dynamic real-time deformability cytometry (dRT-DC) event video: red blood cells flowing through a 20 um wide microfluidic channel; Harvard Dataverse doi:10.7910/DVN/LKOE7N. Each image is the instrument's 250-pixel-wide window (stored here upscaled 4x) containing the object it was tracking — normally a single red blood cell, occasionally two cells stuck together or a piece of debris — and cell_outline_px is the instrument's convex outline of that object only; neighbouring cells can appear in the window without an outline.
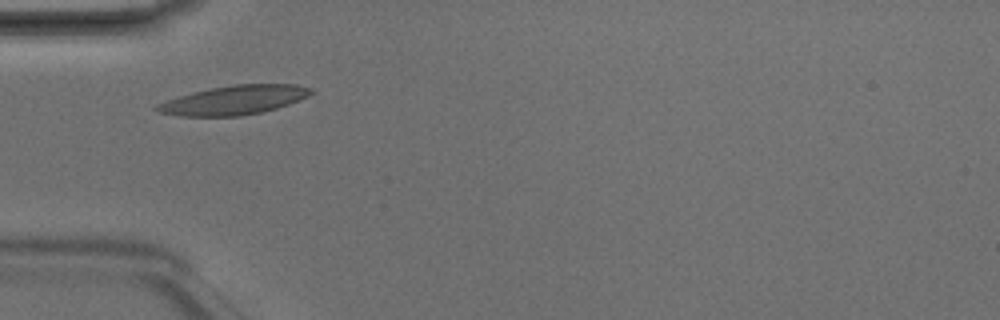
{"species": "Egyptian fruit bat (a non-hibernating species)", "species_latin": "Rousettus aegyptiacus", "temperature_condition": "room temperature", "stored_images_in_passage": 3, "camera_frame_rate_fps": 3000, "um_per_image_px": 0.085, "animal": {"sex": "male"}, "frame": {"image": 1, "passage_image": 2, "time_ms": 0.333, "image_size_px": [1000, 320], "cell_outline_px": [[316, 92], [308, 96], [288, 104], [276, 108], [260, 112], [240, 116], [180, 116], [160, 112], [152, 108], [156, 104], [192, 92], [212, 88], [236, 84], [296, 84], [312, 88]], "centroid_in_image_um": [19.91, 8.5], "position_along_channel_um": 65.1, "area_um2": 25.95}}